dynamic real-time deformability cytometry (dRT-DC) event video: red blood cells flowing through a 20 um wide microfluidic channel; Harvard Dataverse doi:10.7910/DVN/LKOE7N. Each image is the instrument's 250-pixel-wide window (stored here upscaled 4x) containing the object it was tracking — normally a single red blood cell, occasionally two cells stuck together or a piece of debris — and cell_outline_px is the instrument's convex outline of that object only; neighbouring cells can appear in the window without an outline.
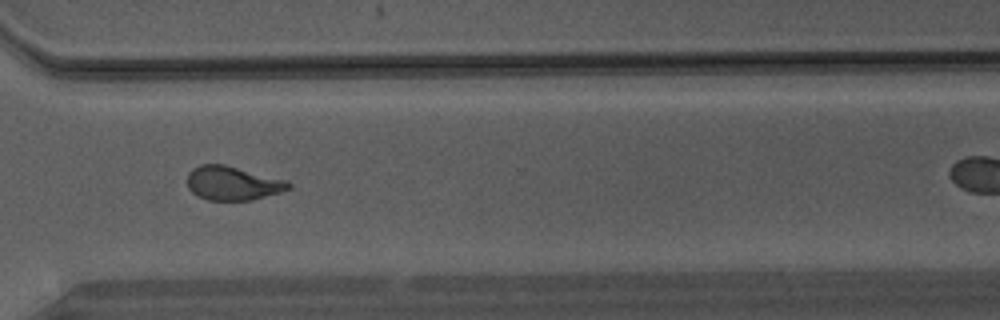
{"species": "Egyptian fruit bat (a non-hibernating species)", "species_latin": "Rousettus aegyptiacus", "temperature_condition": "warm", "stored_images_in_passage": 31, "camera_frame_rate_fps": 3000, "um_per_image_px": 0.085, "animal": {"sex": "male"}, "frame": {"image": 1, "passage_image": 27, "time_ms": 8.667, "image_size_px": [1000, 320], "cell_outline_px": [[292, 188], [280, 192], [252, 200], [208, 200], [196, 196], [188, 188], [188, 172], [192, 168], [200, 164], [224, 164], [288, 180], [292, 184]], "centroid_in_image_um": [19.79, 15.57], "position_along_channel_um": 350.8, "area_um2": 20.23}}